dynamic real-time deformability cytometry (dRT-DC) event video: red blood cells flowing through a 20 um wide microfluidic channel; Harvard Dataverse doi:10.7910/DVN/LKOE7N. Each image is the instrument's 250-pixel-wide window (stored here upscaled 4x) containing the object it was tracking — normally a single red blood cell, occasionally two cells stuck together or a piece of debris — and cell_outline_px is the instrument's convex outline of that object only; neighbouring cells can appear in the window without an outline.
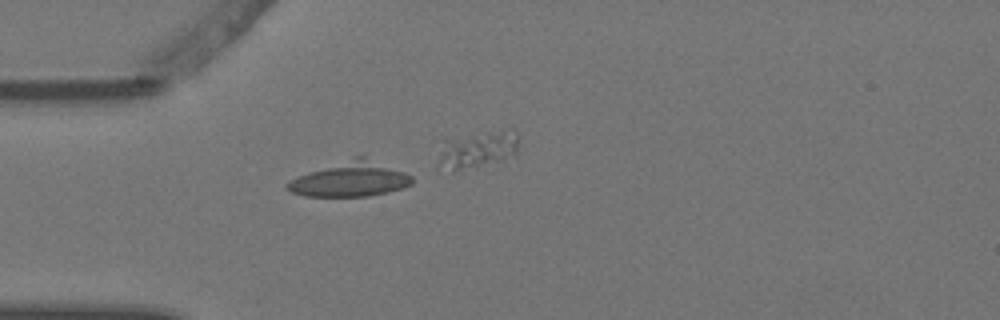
{"species": "Egyptian fruit bat (a non-hibernating species)", "species_latin": "Rousettus aegyptiacus", "temperature_condition": "warm", "stored_images_in_passage": 3, "camera_frame_rate_fps": 3000, "um_per_image_px": 0.085, "animal": {"sex": "female"}, "frame": {"image": 1, "passage_image": 1, "time_ms": 0.0, "image_size_px": [1000, 320], "cell_outline_px": [[412, 184], [404, 188], [388, 192], [368, 196], [304, 196], [292, 192], [284, 188], [284, 184], [288, 180], [308, 172], [356, 156], [364, 156], [404, 172], [412, 176]], "centroid_in_image_um": [29.75, 15.25], "position_along_channel_um": 55.3, "area_um2": 25.14}}
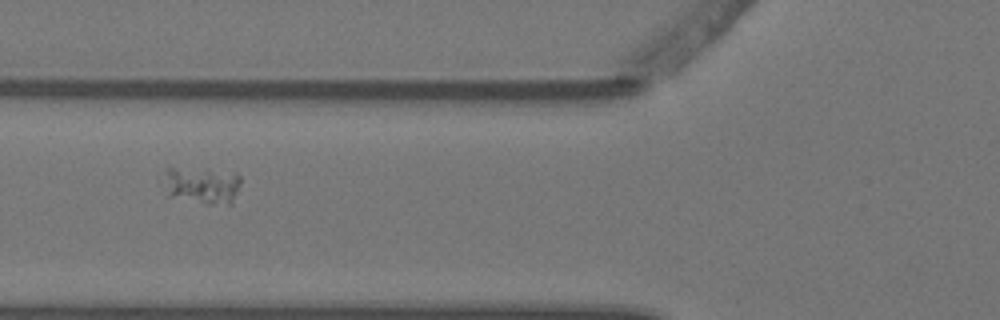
{"frame": {"image": 2, "passage_image": 3, "time_ms": 0.667, "image_size_px": [1000, 320], "cell_outline_px": [[240, 184], [232, 204], [208, 204], [164, 196], [164, 172], [168, 168], [172, 168], [236, 172], [240, 176]], "centroid_in_image_um": [17.14, 15.77], "position_along_channel_um": 108.7, "area_um2": 16.76}}